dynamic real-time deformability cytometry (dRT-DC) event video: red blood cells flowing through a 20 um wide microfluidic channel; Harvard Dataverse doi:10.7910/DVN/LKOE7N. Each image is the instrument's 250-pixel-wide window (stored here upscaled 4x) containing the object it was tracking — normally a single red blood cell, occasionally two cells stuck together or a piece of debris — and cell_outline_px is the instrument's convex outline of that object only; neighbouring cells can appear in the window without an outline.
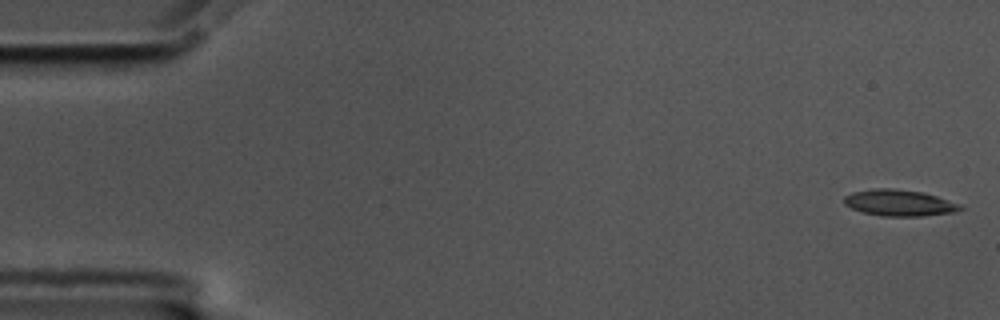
{"species": "common noctule bat (a hibernating species)", "species_latin": "Nyctalus noctula", "temperature_condition": "cold", "stored_images_in_passage": 57, "camera_frame_rate_fps": 3000, "um_per_image_px": 0.085, "animal": {"sex": "male", "body_mass_g": 17.5, "forearm_length_mm": 52.3}, "frame": {"image": 1, "passage_image": 1, "time_ms": 0.0, "image_size_px": [1000, 320], "cell_outline_px": [[964, 208], [956, 212], [924, 216], [884, 216], [860, 212], [844, 204], [844, 196], [852, 192], [876, 188], [892, 188], [920, 192], [936, 196], [960, 204]], "centroid_in_image_um": [76.43, 17.25], "position_along_channel_um": 8.6, "area_um2": 17.8}}
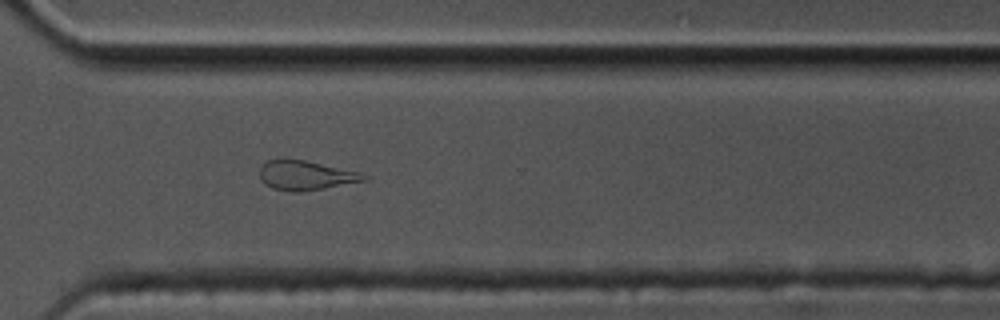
{"frame": {"image": 2, "passage_image": 41, "time_ms": 13.333, "image_size_px": [1000, 320], "cell_outline_px": [[368, 180], [324, 188], [300, 192], [292, 192], [272, 188], [264, 184], [260, 180], [260, 164], [268, 160], [304, 160], [360, 172], [368, 176]], "centroid_in_image_um": [25.97, 14.92], "position_along_channel_um": 344.6, "area_um2": 17.8}}
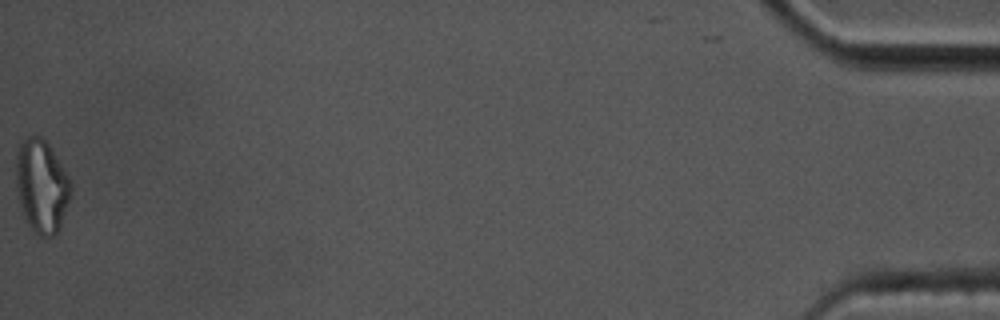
{"frame": {"image": 3, "passage_image": 57, "time_ms": 18.667, "image_size_px": [1000, 320], "cell_outline_px": [[72, 196], [60, 228], [52, 236], [40, 236], [24, 220], [20, 208], [16, 184], [16, 156], [20, 144], [28, 136], [40, 136], [52, 148], [68, 176], [72, 184]], "centroid_in_image_um": [3.55, 15.84], "position_along_channel_um": 431.6, "area_um2": 30.0}, "authors_computed_cell_mechanics": {"area_um2": 18.207, "velocity_mm_per_s": 3.5165, "shape_relaxation_time_tau1_ms": null, "shape_relaxation_time_tau2_ms": 5.6363, "deformation_change_tau1": null, "deformation_change_tau2": 0.1521}}